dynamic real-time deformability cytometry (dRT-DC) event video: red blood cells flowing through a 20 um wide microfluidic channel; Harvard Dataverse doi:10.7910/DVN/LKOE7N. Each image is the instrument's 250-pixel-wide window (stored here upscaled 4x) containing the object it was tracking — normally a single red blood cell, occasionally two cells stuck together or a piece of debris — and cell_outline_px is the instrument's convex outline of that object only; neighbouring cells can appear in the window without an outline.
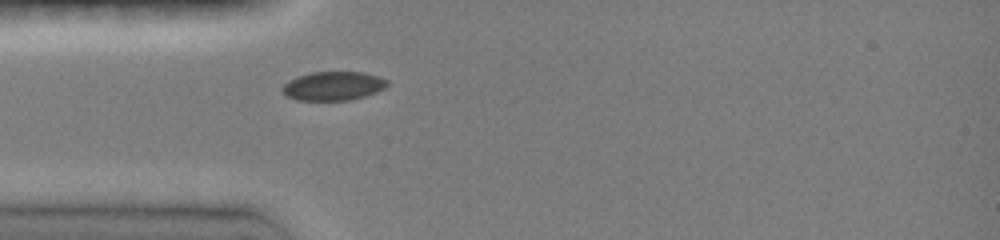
{"species": "common noctule bat (a hibernating species)", "species_latin": "Nyctalus noctula", "temperature_condition": "room temperature", "stored_images_in_passage": 1, "camera_frame_rate_fps": 3000, "um_per_image_px": 0.085, "animal": {"sex": "female", "body_mass_g": 19.0, "forearm_length_mm": 51.5}, "frame": {"image": 1, "passage_image": 1, "time_ms": 0.0, "image_size_px": [1000, 240], "cell_outline_px": [[388, 84], [384, 88], [376, 92], [364, 96], [348, 100], [296, 100], [288, 96], [280, 88], [288, 80], [296, 76], [312, 72], [364, 72], [380, 76], [388, 80]], "centroid_in_image_um": [28.32, 7.29], "position_along_channel_um": 56.7, "area_um2": 17.69}}